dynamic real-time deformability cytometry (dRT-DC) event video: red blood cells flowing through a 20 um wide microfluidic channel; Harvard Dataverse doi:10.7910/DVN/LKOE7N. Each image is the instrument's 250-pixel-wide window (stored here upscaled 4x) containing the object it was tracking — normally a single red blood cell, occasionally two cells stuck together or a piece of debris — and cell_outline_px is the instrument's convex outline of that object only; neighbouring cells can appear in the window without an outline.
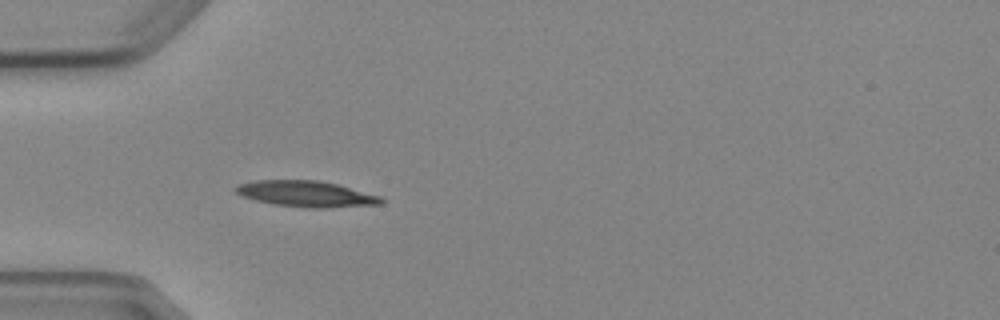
{"species": "Egyptian fruit bat (a non-hibernating species)", "species_latin": "Rousettus aegyptiacus", "temperature_condition": "cold", "stored_images_in_passage": 4, "camera_frame_rate_fps": 3000, "um_per_image_px": 0.085, "animal": {"sex": "female"}, "frame": {"image": 1, "passage_image": 4, "time_ms": 3.667, "image_size_px": [1000, 320], "cell_outline_px": [[384, 204], [328, 208], [308, 208], [272, 204], [256, 200], [244, 196], [236, 192], [232, 188], [240, 184], [256, 180], [320, 180], [336, 184], [380, 196], [384, 200]], "centroid_in_image_um": [26.04, 16.48], "position_along_channel_um": 59.0, "area_um2": 22.02}}